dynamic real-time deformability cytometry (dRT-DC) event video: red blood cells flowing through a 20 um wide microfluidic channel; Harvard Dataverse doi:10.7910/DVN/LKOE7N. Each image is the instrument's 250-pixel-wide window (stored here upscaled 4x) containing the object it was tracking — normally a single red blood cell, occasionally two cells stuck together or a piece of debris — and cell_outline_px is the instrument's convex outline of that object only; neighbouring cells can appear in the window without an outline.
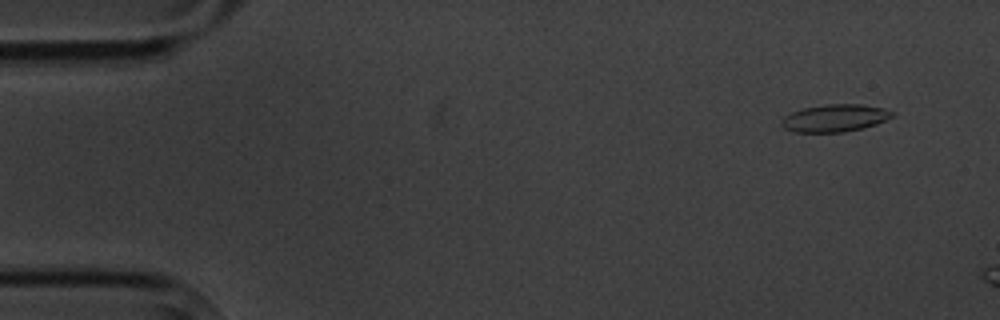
{"species": "common noctule bat (a hibernating species)", "species_latin": "Nyctalus noctula", "temperature_condition": "cold", "stored_images_in_passage": 4, "camera_frame_rate_fps": 3000, "um_per_image_px": 0.085, "animal": {"sex": "male", "body_mass_g": 20.1, "forearm_length_mm": 53.5}, "frame": {"image": 1, "passage_image": 1, "time_ms": 0.0, "image_size_px": [1000, 320], "cell_outline_px": [[892, 116], [876, 124], [864, 128], [844, 132], [792, 132], [784, 128], [780, 124], [780, 120], [784, 116], [792, 112], [804, 108], [828, 104], [860, 104], [884, 108], [892, 112]], "centroid_in_image_um": [70.91, 10.04], "position_along_channel_um": 14.1, "area_um2": 17.63}}